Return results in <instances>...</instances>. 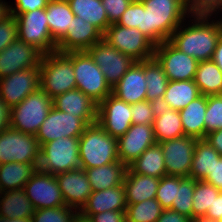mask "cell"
Wrapping results in <instances>:
<instances>
[{
    "label": "cell",
    "mask_w": 222,
    "mask_h": 222,
    "mask_svg": "<svg viewBox=\"0 0 222 222\" xmlns=\"http://www.w3.org/2000/svg\"><path fill=\"white\" fill-rule=\"evenodd\" d=\"M10 14L9 12V4L6 3L4 0H0V21L4 19L6 16Z\"/></svg>",
    "instance_id": "obj_57"
},
{
    "label": "cell",
    "mask_w": 222,
    "mask_h": 222,
    "mask_svg": "<svg viewBox=\"0 0 222 222\" xmlns=\"http://www.w3.org/2000/svg\"><path fill=\"white\" fill-rule=\"evenodd\" d=\"M18 26V39L31 44L43 54L57 50L49 31L45 8L21 13L15 17Z\"/></svg>",
    "instance_id": "obj_10"
},
{
    "label": "cell",
    "mask_w": 222,
    "mask_h": 222,
    "mask_svg": "<svg viewBox=\"0 0 222 222\" xmlns=\"http://www.w3.org/2000/svg\"><path fill=\"white\" fill-rule=\"evenodd\" d=\"M55 176L66 206L80 211L93 192L85 170L77 168Z\"/></svg>",
    "instance_id": "obj_20"
},
{
    "label": "cell",
    "mask_w": 222,
    "mask_h": 222,
    "mask_svg": "<svg viewBox=\"0 0 222 222\" xmlns=\"http://www.w3.org/2000/svg\"><path fill=\"white\" fill-rule=\"evenodd\" d=\"M185 5L191 15L205 14L218 18L216 15L222 12V0H185Z\"/></svg>",
    "instance_id": "obj_45"
},
{
    "label": "cell",
    "mask_w": 222,
    "mask_h": 222,
    "mask_svg": "<svg viewBox=\"0 0 222 222\" xmlns=\"http://www.w3.org/2000/svg\"><path fill=\"white\" fill-rule=\"evenodd\" d=\"M74 222H89L88 219L81 217L80 215L74 220Z\"/></svg>",
    "instance_id": "obj_60"
},
{
    "label": "cell",
    "mask_w": 222,
    "mask_h": 222,
    "mask_svg": "<svg viewBox=\"0 0 222 222\" xmlns=\"http://www.w3.org/2000/svg\"><path fill=\"white\" fill-rule=\"evenodd\" d=\"M52 107V98L40 88L11 108L10 128L36 135Z\"/></svg>",
    "instance_id": "obj_5"
},
{
    "label": "cell",
    "mask_w": 222,
    "mask_h": 222,
    "mask_svg": "<svg viewBox=\"0 0 222 222\" xmlns=\"http://www.w3.org/2000/svg\"><path fill=\"white\" fill-rule=\"evenodd\" d=\"M103 39L116 50L130 56L136 62L153 58L155 44L137 28L111 24L103 33Z\"/></svg>",
    "instance_id": "obj_8"
},
{
    "label": "cell",
    "mask_w": 222,
    "mask_h": 222,
    "mask_svg": "<svg viewBox=\"0 0 222 222\" xmlns=\"http://www.w3.org/2000/svg\"><path fill=\"white\" fill-rule=\"evenodd\" d=\"M128 168L135 174L161 178L166 175L164 155L161 146L146 149Z\"/></svg>",
    "instance_id": "obj_33"
},
{
    "label": "cell",
    "mask_w": 222,
    "mask_h": 222,
    "mask_svg": "<svg viewBox=\"0 0 222 222\" xmlns=\"http://www.w3.org/2000/svg\"><path fill=\"white\" fill-rule=\"evenodd\" d=\"M81 168H94L119 162L118 140L97 122L88 125L79 137Z\"/></svg>",
    "instance_id": "obj_3"
},
{
    "label": "cell",
    "mask_w": 222,
    "mask_h": 222,
    "mask_svg": "<svg viewBox=\"0 0 222 222\" xmlns=\"http://www.w3.org/2000/svg\"><path fill=\"white\" fill-rule=\"evenodd\" d=\"M194 81L204 96L222 94V71L213 60L199 61Z\"/></svg>",
    "instance_id": "obj_37"
},
{
    "label": "cell",
    "mask_w": 222,
    "mask_h": 222,
    "mask_svg": "<svg viewBox=\"0 0 222 222\" xmlns=\"http://www.w3.org/2000/svg\"><path fill=\"white\" fill-rule=\"evenodd\" d=\"M211 17L213 15H190L188 22L185 20L174 31L169 41L197 61L212 60L218 39L222 34V21L220 18L214 20Z\"/></svg>",
    "instance_id": "obj_1"
},
{
    "label": "cell",
    "mask_w": 222,
    "mask_h": 222,
    "mask_svg": "<svg viewBox=\"0 0 222 222\" xmlns=\"http://www.w3.org/2000/svg\"><path fill=\"white\" fill-rule=\"evenodd\" d=\"M153 57L169 81L194 80L199 61L177 49L169 40L155 45Z\"/></svg>",
    "instance_id": "obj_11"
},
{
    "label": "cell",
    "mask_w": 222,
    "mask_h": 222,
    "mask_svg": "<svg viewBox=\"0 0 222 222\" xmlns=\"http://www.w3.org/2000/svg\"><path fill=\"white\" fill-rule=\"evenodd\" d=\"M79 211L69 207H49L36 209L32 215V222H74Z\"/></svg>",
    "instance_id": "obj_41"
},
{
    "label": "cell",
    "mask_w": 222,
    "mask_h": 222,
    "mask_svg": "<svg viewBox=\"0 0 222 222\" xmlns=\"http://www.w3.org/2000/svg\"><path fill=\"white\" fill-rule=\"evenodd\" d=\"M11 108L0 97V133L10 128Z\"/></svg>",
    "instance_id": "obj_54"
},
{
    "label": "cell",
    "mask_w": 222,
    "mask_h": 222,
    "mask_svg": "<svg viewBox=\"0 0 222 222\" xmlns=\"http://www.w3.org/2000/svg\"><path fill=\"white\" fill-rule=\"evenodd\" d=\"M49 31L58 44L75 17L67 0H50L45 8Z\"/></svg>",
    "instance_id": "obj_29"
},
{
    "label": "cell",
    "mask_w": 222,
    "mask_h": 222,
    "mask_svg": "<svg viewBox=\"0 0 222 222\" xmlns=\"http://www.w3.org/2000/svg\"><path fill=\"white\" fill-rule=\"evenodd\" d=\"M154 136L157 143L184 136L179 111L157 107L153 123Z\"/></svg>",
    "instance_id": "obj_30"
},
{
    "label": "cell",
    "mask_w": 222,
    "mask_h": 222,
    "mask_svg": "<svg viewBox=\"0 0 222 222\" xmlns=\"http://www.w3.org/2000/svg\"><path fill=\"white\" fill-rule=\"evenodd\" d=\"M40 88L52 99L76 89L73 51L43 54L40 66Z\"/></svg>",
    "instance_id": "obj_4"
},
{
    "label": "cell",
    "mask_w": 222,
    "mask_h": 222,
    "mask_svg": "<svg viewBox=\"0 0 222 222\" xmlns=\"http://www.w3.org/2000/svg\"><path fill=\"white\" fill-rule=\"evenodd\" d=\"M39 163L0 164V192L24 188L27 181L37 171Z\"/></svg>",
    "instance_id": "obj_31"
},
{
    "label": "cell",
    "mask_w": 222,
    "mask_h": 222,
    "mask_svg": "<svg viewBox=\"0 0 222 222\" xmlns=\"http://www.w3.org/2000/svg\"><path fill=\"white\" fill-rule=\"evenodd\" d=\"M189 222H219V221L213 220L206 216H198V217L191 218Z\"/></svg>",
    "instance_id": "obj_59"
},
{
    "label": "cell",
    "mask_w": 222,
    "mask_h": 222,
    "mask_svg": "<svg viewBox=\"0 0 222 222\" xmlns=\"http://www.w3.org/2000/svg\"><path fill=\"white\" fill-rule=\"evenodd\" d=\"M24 191L35 210L66 205L56 176L39 169L27 181Z\"/></svg>",
    "instance_id": "obj_15"
},
{
    "label": "cell",
    "mask_w": 222,
    "mask_h": 222,
    "mask_svg": "<svg viewBox=\"0 0 222 222\" xmlns=\"http://www.w3.org/2000/svg\"><path fill=\"white\" fill-rule=\"evenodd\" d=\"M40 163V145L35 135L13 128L0 133V164Z\"/></svg>",
    "instance_id": "obj_9"
},
{
    "label": "cell",
    "mask_w": 222,
    "mask_h": 222,
    "mask_svg": "<svg viewBox=\"0 0 222 222\" xmlns=\"http://www.w3.org/2000/svg\"><path fill=\"white\" fill-rule=\"evenodd\" d=\"M0 222H32V217L9 219V218H5V217L0 216Z\"/></svg>",
    "instance_id": "obj_58"
},
{
    "label": "cell",
    "mask_w": 222,
    "mask_h": 222,
    "mask_svg": "<svg viewBox=\"0 0 222 222\" xmlns=\"http://www.w3.org/2000/svg\"><path fill=\"white\" fill-rule=\"evenodd\" d=\"M204 121L205 137L212 131L222 129V94L207 96Z\"/></svg>",
    "instance_id": "obj_42"
},
{
    "label": "cell",
    "mask_w": 222,
    "mask_h": 222,
    "mask_svg": "<svg viewBox=\"0 0 222 222\" xmlns=\"http://www.w3.org/2000/svg\"><path fill=\"white\" fill-rule=\"evenodd\" d=\"M43 53L31 44L15 40L0 52V79L29 68H39Z\"/></svg>",
    "instance_id": "obj_17"
},
{
    "label": "cell",
    "mask_w": 222,
    "mask_h": 222,
    "mask_svg": "<svg viewBox=\"0 0 222 222\" xmlns=\"http://www.w3.org/2000/svg\"><path fill=\"white\" fill-rule=\"evenodd\" d=\"M159 182L160 178L135 174L128 168L123 183L127 205L155 198Z\"/></svg>",
    "instance_id": "obj_25"
},
{
    "label": "cell",
    "mask_w": 222,
    "mask_h": 222,
    "mask_svg": "<svg viewBox=\"0 0 222 222\" xmlns=\"http://www.w3.org/2000/svg\"><path fill=\"white\" fill-rule=\"evenodd\" d=\"M77 168H81L79 138H58L40 147V171L56 175Z\"/></svg>",
    "instance_id": "obj_6"
},
{
    "label": "cell",
    "mask_w": 222,
    "mask_h": 222,
    "mask_svg": "<svg viewBox=\"0 0 222 222\" xmlns=\"http://www.w3.org/2000/svg\"><path fill=\"white\" fill-rule=\"evenodd\" d=\"M39 68H29L0 79V97L10 107L40 89Z\"/></svg>",
    "instance_id": "obj_18"
},
{
    "label": "cell",
    "mask_w": 222,
    "mask_h": 222,
    "mask_svg": "<svg viewBox=\"0 0 222 222\" xmlns=\"http://www.w3.org/2000/svg\"><path fill=\"white\" fill-rule=\"evenodd\" d=\"M128 167L122 162L84 169L92 191H101L122 185Z\"/></svg>",
    "instance_id": "obj_27"
},
{
    "label": "cell",
    "mask_w": 222,
    "mask_h": 222,
    "mask_svg": "<svg viewBox=\"0 0 222 222\" xmlns=\"http://www.w3.org/2000/svg\"><path fill=\"white\" fill-rule=\"evenodd\" d=\"M97 123L112 137L124 135L132 125L131 104L112 93L98 104Z\"/></svg>",
    "instance_id": "obj_14"
},
{
    "label": "cell",
    "mask_w": 222,
    "mask_h": 222,
    "mask_svg": "<svg viewBox=\"0 0 222 222\" xmlns=\"http://www.w3.org/2000/svg\"><path fill=\"white\" fill-rule=\"evenodd\" d=\"M76 89L99 104L112 93L104 74L87 51H73Z\"/></svg>",
    "instance_id": "obj_7"
},
{
    "label": "cell",
    "mask_w": 222,
    "mask_h": 222,
    "mask_svg": "<svg viewBox=\"0 0 222 222\" xmlns=\"http://www.w3.org/2000/svg\"><path fill=\"white\" fill-rule=\"evenodd\" d=\"M112 94L128 104L146 100L144 60L134 63L112 88Z\"/></svg>",
    "instance_id": "obj_23"
},
{
    "label": "cell",
    "mask_w": 222,
    "mask_h": 222,
    "mask_svg": "<svg viewBox=\"0 0 222 222\" xmlns=\"http://www.w3.org/2000/svg\"><path fill=\"white\" fill-rule=\"evenodd\" d=\"M34 211L24 188L0 192V216L9 219L29 218Z\"/></svg>",
    "instance_id": "obj_32"
},
{
    "label": "cell",
    "mask_w": 222,
    "mask_h": 222,
    "mask_svg": "<svg viewBox=\"0 0 222 222\" xmlns=\"http://www.w3.org/2000/svg\"><path fill=\"white\" fill-rule=\"evenodd\" d=\"M103 39V33L81 17L75 16L65 37L57 44L58 52L87 51L93 44Z\"/></svg>",
    "instance_id": "obj_21"
},
{
    "label": "cell",
    "mask_w": 222,
    "mask_h": 222,
    "mask_svg": "<svg viewBox=\"0 0 222 222\" xmlns=\"http://www.w3.org/2000/svg\"><path fill=\"white\" fill-rule=\"evenodd\" d=\"M87 126L82 118L52 107L35 136L41 147L44 143L58 138H79Z\"/></svg>",
    "instance_id": "obj_13"
},
{
    "label": "cell",
    "mask_w": 222,
    "mask_h": 222,
    "mask_svg": "<svg viewBox=\"0 0 222 222\" xmlns=\"http://www.w3.org/2000/svg\"><path fill=\"white\" fill-rule=\"evenodd\" d=\"M204 139L222 156V129L210 132Z\"/></svg>",
    "instance_id": "obj_55"
},
{
    "label": "cell",
    "mask_w": 222,
    "mask_h": 222,
    "mask_svg": "<svg viewBox=\"0 0 222 222\" xmlns=\"http://www.w3.org/2000/svg\"><path fill=\"white\" fill-rule=\"evenodd\" d=\"M193 194L194 179L190 177L176 176V199L173 200L170 209L191 219Z\"/></svg>",
    "instance_id": "obj_38"
},
{
    "label": "cell",
    "mask_w": 222,
    "mask_h": 222,
    "mask_svg": "<svg viewBox=\"0 0 222 222\" xmlns=\"http://www.w3.org/2000/svg\"><path fill=\"white\" fill-rule=\"evenodd\" d=\"M163 208L155 199H148L140 203L127 205L125 218L131 222H156Z\"/></svg>",
    "instance_id": "obj_40"
},
{
    "label": "cell",
    "mask_w": 222,
    "mask_h": 222,
    "mask_svg": "<svg viewBox=\"0 0 222 222\" xmlns=\"http://www.w3.org/2000/svg\"><path fill=\"white\" fill-rule=\"evenodd\" d=\"M221 191L212 184L204 180H194V194L192 218L198 216H205L208 208L212 205L214 198H216Z\"/></svg>",
    "instance_id": "obj_39"
},
{
    "label": "cell",
    "mask_w": 222,
    "mask_h": 222,
    "mask_svg": "<svg viewBox=\"0 0 222 222\" xmlns=\"http://www.w3.org/2000/svg\"><path fill=\"white\" fill-rule=\"evenodd\" d=\"M205 216L219 222L222 221V192L214 198V201L208 208Z\"/></svg>",
    "instance_id": "obj_52"
},
{
    "label": "cell",
    "mask_w": 222,
    "mask_h": 222,
    "mask_svg": "<svg viewBox=\"0 0 222 222\" xmlns=\"http://www.w3.org/2000/svg\"><path fill=\"white\" fill-rule=\"evenodd\" d=\"M197 140L184 135L158 143L163 151L166 175L189 177Z\"/></svg>",
    "instance_id": "obj_16"
},
{
    "label": "cell",
    "mask_w": 222,
    "mask_h": 222,
    "mask_svg": "<svg viewBox=\"0 0 222 222\" xmlns=\"http://www.w3.org/2000/svg\"><path fill=\"white\" fill-rule=\"evenodd\" d=\"M200 95L194 80L168 81L159 106L180 111Z\"/></svg>",
    "instance_id": "obj_28"
},
{
    "label": "cell",
    "mask_w": 222,
    "mask_h": 222,
    "mask_svg": "<svg viewBox=\"0 0 222 222\" xmlns=\"http://www.w3.org/2000/svg\"><path fill=\"white\" fill-rule=\"evenodd\" d=\"M220 157L221 155L205 139L197 140L189 177L196 181L205 180Z\"/></svg>",
    "instance_id": "obj_34"
},
{
    "label": "cell",
    "mask_w": 222,
    "mask_h": 222,
    "mask_svg": "<svg viewBox=\"0 0 222 222\" xmlns=\"http://www.w3.org/2000/svg\"><path fill=\"white\" fill-rule=\"evenodd\" d=\"M18 39V26L15 16L9 14L0 21V52Z\"/></svg>",
    "instance_id": "obj_46"
},
{
    "label": "cell",
    "mask_w": 222,
    "mask_h": 222,
    "mask_svg": "<svg viewBox=\"0 0 222 222\" xmlns=\"http://www.w3.org/2000/svg\"><path fill=\"white\" fill-rule=\"evenodd\" d=\"M207 96L200 95L179 111L184 134L196 139L205 138V112Z\"/></svg>",
    "instance_id": "obj_26"
},
{
    "label": "cell",
    "mask_w": 222,
    "mask_h": 222,
    "mask_svg": "<svg viewBox=\"0 0 222 222\" xmlns=\"http://www.w3.org/2000/svg\"><path fill=\"white\" fill-rule=\"evenodd\" d=\"M52 102L59 111L82 118L88 125L97 122L98 104L79 89L58 95Z\"/></svg>",
    "instance_id": "obj_22"
},
{
    "label": "cell",
    "mask_w": 222,
    "mask_h": 222,
    "mask_svg": "<svg viewBox=\"0 0 222 222\" xmlns=\"http://www.w3.org/2000/svg\"><path fill=\"white\" fill-rule=\"evenodd\" d=\"M144 75L146 78V100L159 105L169 80L154 57L144 60Z\"/></svg>",
    "instance_id": "obj_36"
},
{
    "label": "cell",
    "mask_w": 222,
    "mask_h": 222,
    "mask_svg": "<svg viewBox=\"0 0 222 222\" xmlns=\"http://www.w3.org/2000/svg\"><path fill=\"white\" fill-rule=\"evenodd\" d=\"M50 0H15V7L9 5V12L13 16L36 9L46 8Z\"/></svg>",
    "instance_id": "obj_49"
},
{
    "label": "cell",
    "mask_w": 222,
    "mask_h": 222,
    "mask_svg": "<svg viewBox=\"0 0 222 222\" xmlns=\"http://www.w3.org/2000/svg\"><path fill=\"white\" fill-rule=\"evenodd\" d=\"M87 52L98 65L111 88L136 63L130 56L119 52L104 39L93 44Z\"/></svg>",
    "instance_id": "obj_12"
},
{
    "label": "cell",
    "mask_w": 222,
    "mask_h": 222,
    "mask_svg": "<svg viewBox=\"0 0 222 222\" xmlns=\"http://www.w3.org/2000/svg\"><path fill=\"white\" fill-rule=\"evenodd\" d=\"M133 0H102L110 24L118 23Z\"/></svg>",
    "instance_id": "obj_47"
},
{
    "label": "cell",
    "mask_w": 222,
    "mask_h": 222,
    "mask_svg": "<svg viewBox=\"0 0 222 222\" xmlns=\"http://www.w3.org/2000/svg\"><path fill=\"white\" fill-rule=\"evenodd\" d=\"M88 219L89 222H124L125 212L123 211H105L94 215H80Z\"/></svg>",
    "instance_id": "obj_50"
},
{
    "label": "cell",
    "mask_w": 222,
    "mask_h": 222,
    "mask_svg": "<svg viewBox=\"0 0 222 222\" xmlns=\"http://www.w3.org/2000/svg\"><path fill=\"white\" fill-rule=\"evenodd\" d=\"M212 60L222 71V34L218 39Z\"/></svg>",
    "instance_id": "obj_56"
},
{
    "label": "cell",
    "mask_w": 222,
    "mask_h": 222,
    "mask_svg": "<svg viewBox=\"0 0 222 222\" xmlns=\"http://www.w3.org/2000/svg\"><path fill=\"white\" fill-rule=\"evenodd\" d=\"M126 191L124 184L113 188L93 191L79 215H94L105 211L126 212Z\"/></svg>",
    "instance_id": "obj_24"
},
{
    "label": "cell",
    "mask_w": 222,
    "mask_h": 222,
    "mask_svg": "<svg viewBox=\"0 0 222 222\" xmlns=\"http://www.w3.org/2000/svg\"><path fill=\"white\" fill-rule=\"evenodd\" d=\"M190 15L185 0H140L137 29L157 45L169 40Z\"/></svg>",
    "instance_id": "obj_2"
},
{
    "label": "cell",
    "mask_w": 222,
    "mask_h": 222,
    "mask_svg": "<svg viewBox=\"0 0 222 222\" xmlns=\"http://www.w3.org/2000/svg\"><path fill=\"white\" fill-rule=\"evenodd\" d=\"M117 140L119 161L127 167L146 149L157 143L153 125L146 124H132L128 131Z\"/></svg>",
    "instance_id": "obj_19"
},
{
    "label": "cell",
    "mask_w": 222,
    "mask_h": 222,
    "mask_svg": "<svg viewBox=\"0 0 222 222\" xmlns=\"http://www.w3.org/2000/svg\"><path fill=\"white\" fill-rule=\"evenodd\" d=\"M158 104L147 100L131 104L132 124L153 125Z\"/></svg>",
    "instance_id": "obj_44"
},
{
    "label": "cell",
    "mask_w": 222,
    "mask_h": 222,
    "mask_svg": "<svg viewBox=\"0 0 222 222\" xmlns=\"http://www.w3.org/2000/svg\"><path fill=\"white\" fill-rule=\"evenodd\" d=\"M117 24L127 28H138L140 25V0L131 2Z\"/></svg>",
    "instance_id": "obj_48"
},
{
    "label": "cell",
    "mask_w": 222,
    "mask_h": 222,
    "mask_svg": "<svg viewBox=\"0 0 222 222\" xmlns=\"http://www.w3.org/2000/svg\"><path fill=\"white\" fill-rule=\"evenodd\" d=\"M155 199L163 209H170L176 199V176L164 175L160 178Z\"/></svg>",
    "instance_id": "obj_43"
},
{
    "label": "cell",
    "mask_w": 222,
    "mask_h": 222,
    "mask_svg": "<svg viewBox=\"0 0 222 222\" xmlns=\"http://www.w3.org/2000/svg\"><path fill=\"white\" fill-rule=\"evenodd\" d=\"M222 191V156L216 160L212 172L204 180Z\"/></svg>",
    "instance_id": "obj_51"
},
{
    "label": "cell",
    "mask_w": 222,
    "mask_h": 222,
    "mask_svg": "<svg viewBox=\"0 0 222 222\" xmlns=\"http://www.w3.org/2000/svg\"><path fill=\"white\" fill-rule=\"evenodd\" d=\"M75 16L97 27L102 33L111 25L102 0H67Z\"/></svg>",
    "instance_id": "obj_35"
},
{
    "label": "cell",
    "mask_w": 222,
    "mask_h": 222,
    "mask_svg": "<svg viewBox=\"0 0 222 222\" xmlns=\"http://www.w3.org/2000/svg\"><path fill=\"white\" fill-rule=\"evenodd\" d=\"M190 218L175 212L172 209H163L156 222H189Z\"/></svg>",
    "instance_id": "obj_53"
}]
</instances>
